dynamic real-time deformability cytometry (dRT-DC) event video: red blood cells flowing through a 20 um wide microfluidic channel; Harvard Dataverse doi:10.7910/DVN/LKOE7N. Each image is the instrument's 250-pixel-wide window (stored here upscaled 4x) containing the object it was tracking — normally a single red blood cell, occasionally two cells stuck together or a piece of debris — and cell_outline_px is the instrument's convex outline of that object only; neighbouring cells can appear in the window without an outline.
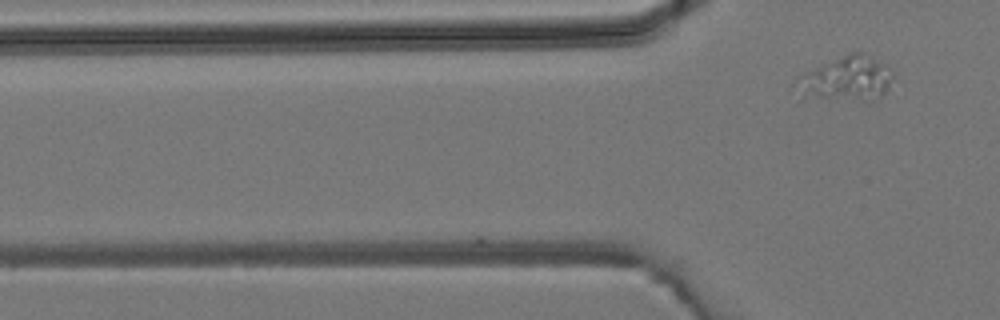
{"species": "common noctule bat (a hibernating species)", "species_latin": "Nyctalus noctula", "temperature_condition": "room temperature", "stored_images_in_passage": 2, "camera_frame_rate_fps": 3000, "um_per_image_px": 0.085, "animal": {"sex": "male", "body_mass_g": 19.2, "forearm_length_mm": 51.8}, "frame": {"image": 1, "passage_image": 2, "time_ms": 0.333, "image_size_px": [1000, 320], "cell_outline_px": [[900, 80], [880, 96], [872, 100], [824, 96], [808, 88], [804, 84], [804, 80], [812, 72], [824, 64], [848, 52], [860, 52], [892, 68]], "centroid_in_image_um": [72.45, 6.6], "position_along_channel_um": 53.3, "area_um2": 22.48}}